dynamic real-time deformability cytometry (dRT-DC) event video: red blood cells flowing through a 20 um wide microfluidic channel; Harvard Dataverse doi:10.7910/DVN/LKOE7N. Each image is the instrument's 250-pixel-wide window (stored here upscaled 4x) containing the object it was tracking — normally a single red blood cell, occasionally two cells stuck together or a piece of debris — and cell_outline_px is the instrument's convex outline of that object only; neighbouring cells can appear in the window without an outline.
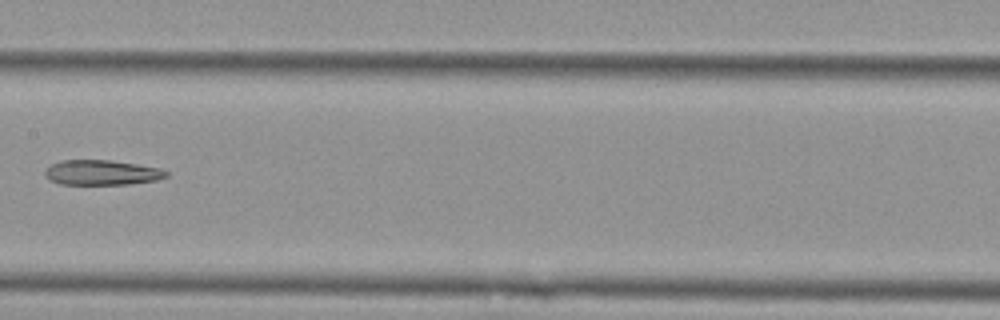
{"species": "Egyptian fruit bat (a non-hibernating species)", "species_latin": "Rousettus aegyptiacus", "temperature_condition": "cold", "stored_images_in_passage": 9, "camera_frame_rate_fps": 3000, "um_per_image_px": 0.085, "animal": {"sex": "female"}, "frame": {"image": 1, "passage_image": 6, "time_ms": 1.667, "image_size_px": [1000, 320], "cell_outline_px": [[168, 176], [156, 180], [128, 184], [60, 184], [48, 180], [44, 176], [44, 172], [52, 164], [60, 160], [108, 160], [136, 164], [160, 168], [168, 172]], "centroid_in_image_um": [8.62, 14.67], "position_along_channel_um": 198.8, "area_um2": 17.63}}
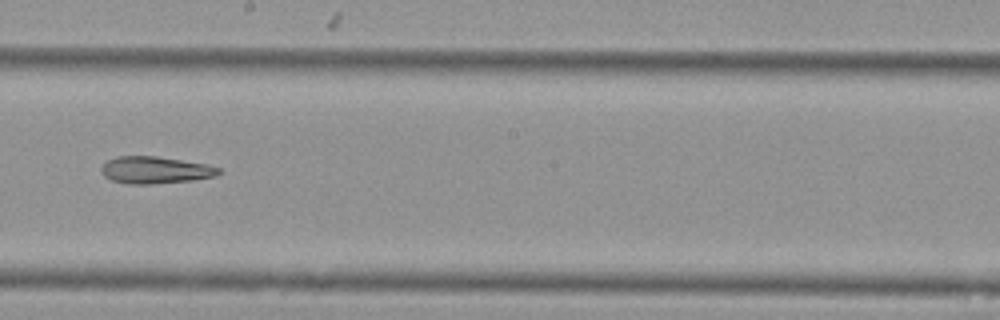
{"frame": {"image": 2, "passage_image": 7, "time_ms": 2.0, "image_size_px": [1000, 320], "cell_outline_px": [[220, 172], [216, 176], [192, 180], [152, 184], [128, 184], [112, 180], [104, 176], [100, 168], [108, 160], [116, 156], [156, 156], [208, 164], [220, 168]], "centroid_in_image_um": [13.2, 14.45], "position_along_channel_um": 235.0, "area_um2": 18.5}}
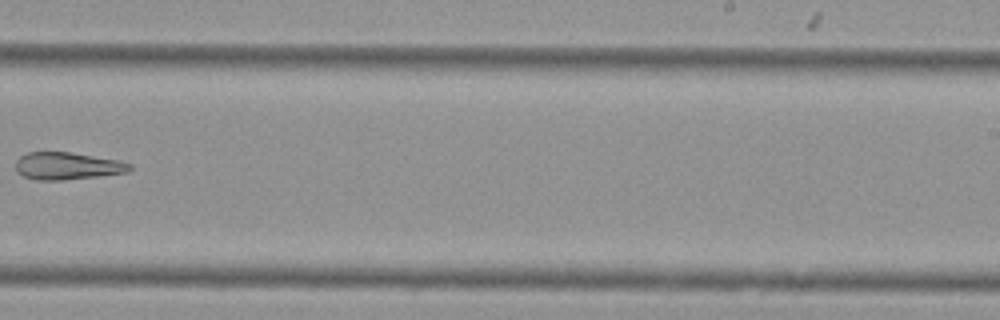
{"frame": {"image": 3, "passage_image": 8, "time_ms": 2.333, "image_size_px": [1000, 320], "cell_outline_px": [[132, 168], [128, 172], [96, 176], [60, 180], [36, 180], [24, 176], [16, 172], [16, 160], [20, 156], [28, 152], [72, 152], [116, 160], [132, 164]], "centroid_in_image_um": [5.69, 14.1], "position_along_channel_um": 283.3, "area_um2": 18.03}}